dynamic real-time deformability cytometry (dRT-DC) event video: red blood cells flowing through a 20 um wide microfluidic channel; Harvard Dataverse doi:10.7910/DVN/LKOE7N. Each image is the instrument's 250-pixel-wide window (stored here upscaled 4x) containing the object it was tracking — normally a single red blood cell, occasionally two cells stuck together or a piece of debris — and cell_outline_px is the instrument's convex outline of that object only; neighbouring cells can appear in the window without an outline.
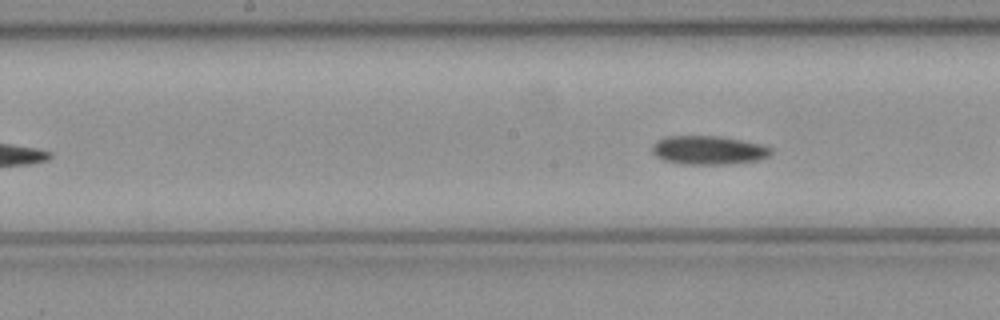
{"species": "common noctule bat (a hibernating species)", "species_latin": "Nyctalus noctula", "temperature_condition": "cold", "stored_images_in_passage": 6, "camera_frame_rate_fps": 3000, "um_per_image_px": 0.085, "animal": {"sex": "female", "body_mass_g": 21.9}, "frame": {"image": 1, "passage_image": 6, "time_ms": 1.667, "image_size_px": [1000, 320], "cell_outline_px": [[772, 152], [768, 156], [760, 160], [728, 164], [684, 164], [664, 160], [656, 156], [652, 152], [652, 144], [656, 140], [668, 136], [720, 136], [760, 144], [772, 148]], "centroid_in_image_um": [60.21, 12.76], "position_along_channel_um": 188.0, "area_um2": 19.88}}